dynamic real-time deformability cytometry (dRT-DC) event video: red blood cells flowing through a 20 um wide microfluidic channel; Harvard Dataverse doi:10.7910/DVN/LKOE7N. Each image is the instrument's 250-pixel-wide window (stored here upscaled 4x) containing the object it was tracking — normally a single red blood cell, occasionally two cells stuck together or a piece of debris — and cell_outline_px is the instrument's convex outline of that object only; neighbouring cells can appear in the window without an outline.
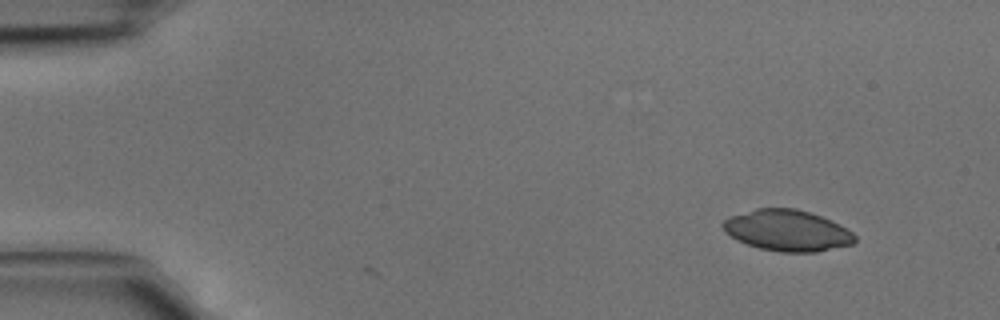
{"species": "common noctule bat (a hibernating species)", "species_latin": "Nyctalus noctula", "temperature_condition": "cold", "stored_images_in_passage": 4, "camera_frame_rate_fps": 3000, "um_per_image_px": 0.085, "animal": {"sex": "male", "body_mass_g": 15.6}, "frame": {"image": 1, "passage_image": 1, "time_ms": 0.0, "image_size_px": [1000, 320], "cell_outline_px": [[856, 240], [852, 244], [816, 252], [780, 252], [760, 248], [736, 240], [720, 224], [724, 220], [732, 216], [756, 208], [796, 208], [832, 220], [840, 224], [852, 232], [856, 236]], "centroid_in_image_um": [66.95, 19.59], "position_along_channel_um": 18.1, "area_um2": 31.39}}